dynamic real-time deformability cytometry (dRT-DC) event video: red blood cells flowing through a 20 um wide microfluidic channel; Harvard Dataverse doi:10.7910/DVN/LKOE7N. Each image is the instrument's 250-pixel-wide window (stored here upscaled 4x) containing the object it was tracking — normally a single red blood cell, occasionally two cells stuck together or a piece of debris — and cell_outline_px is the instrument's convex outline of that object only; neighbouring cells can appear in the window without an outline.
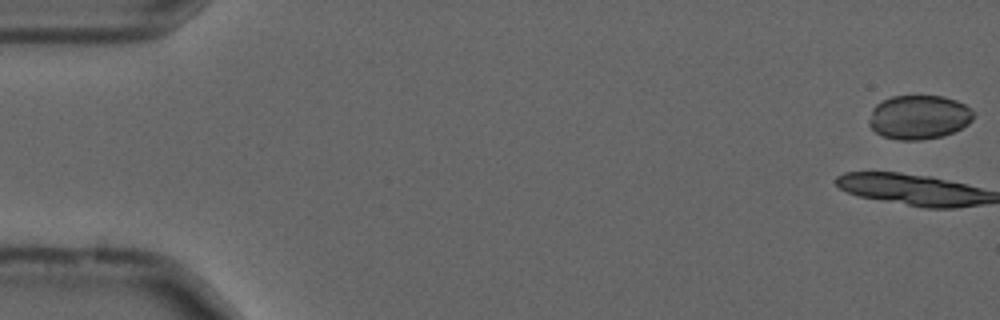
{"species": "common noctule bat (a hibernating species)", "species_latin": "Nyctalus noctula", "temperature_condition": "cold", "stored_images_in_passage": 19, "camera_frame_rate_fps": 3000, "um_per_image_px": 0.085, "animal": {"sex": "male", "forearm_length_mm": 52.5}, "frame": {"image": 1, "passage_image": 1, "time_ms": 0.0, "image_size_px": [1000, 320], "cell_outline_px": [[972, 120], [968, 124], [944, 136], [920, 140], [896, 140], [884, 136], [876, 132], [868, 124], [872, 108], [876, 104], [892, 96], [944, 96], [956, 100], [972, 108]], "centroid_in_image_um": [78.1, 9.96], "position_along_channel_um": 6.9, "area_um2": 26.82}}